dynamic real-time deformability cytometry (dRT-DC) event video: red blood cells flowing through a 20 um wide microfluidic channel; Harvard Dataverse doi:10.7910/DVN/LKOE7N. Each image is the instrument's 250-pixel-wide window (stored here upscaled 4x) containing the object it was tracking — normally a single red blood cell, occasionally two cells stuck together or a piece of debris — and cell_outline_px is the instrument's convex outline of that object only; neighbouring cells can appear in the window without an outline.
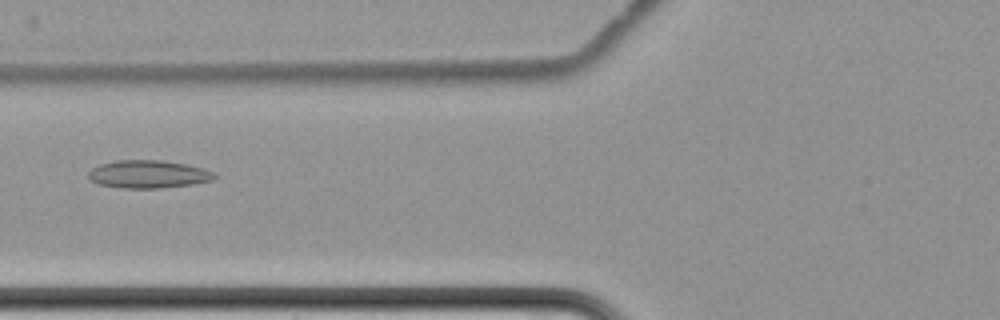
{"species": "common noctule bat (a hibernating species)", "species_latin": "Nyctalus noctula", "temperature_condition": "cold", "stored_images_in_passage": 7, "camera_frame_rate_fps": 3000, "um_per_image_px": 0.085, "animal": {"sex": "female", "body_mass_g": 22.7, "forearm_length_mm": 54.2}, "frame": {"image": 1, "passage_image": 7, "time_ms": 7.667, "image_size_px": [1000, 320], "cell_outline_px": [[216, 176], [212, 180], [192, 184], [160, 188], [124, 188], [100, 184], [88, 180], [88, 172], [92, 168], [100, 164], [116, 160], [160, 160], [184, 164], [204, 168], [212, 172]], "centroid_in_image_um": [12.56, 14.8], "position_along_channel_um": 113.2, "area_um2": 20.35}}